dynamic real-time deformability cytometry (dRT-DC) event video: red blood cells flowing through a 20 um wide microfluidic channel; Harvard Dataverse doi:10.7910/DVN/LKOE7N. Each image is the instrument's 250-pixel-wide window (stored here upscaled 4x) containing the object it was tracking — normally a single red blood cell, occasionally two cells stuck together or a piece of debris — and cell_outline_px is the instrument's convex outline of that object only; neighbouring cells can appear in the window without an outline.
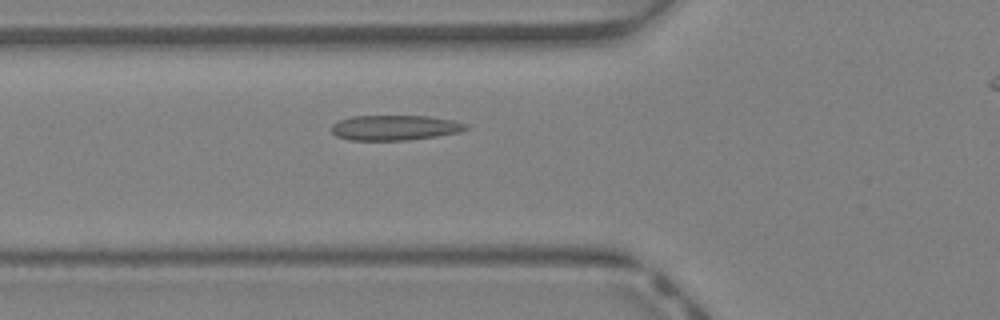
{"species": "Egyptian fruit bat (a non-hibernating species)", "species_latin": "Rousettus aegyptiacus", "temperature_condition": "warm", "stored_images_in_passage": 35, "segment_of_instrument_passage": [1, 2], "camera_frame_rate_fps": 3000, "um_per_image_px": 0.085, "animal": {"sex": "female"}, "frame": {"image": 1, "passage_image": 11, "time_ms": 3.333, "image_size_px": [1000, 320], "cell_outline_px": [[472, 128], [460, 132], [436, 136], [408, 140], [348, 140], [336, 136], [332, 132], [332, 124], [340, 120], [352, 116], [428, 116], [452, 120], [468, 124]], "centroid_in_image_um": [33.59, 10.85], "position_along_channel_um": 92.2, "area_um2": 19.77}}
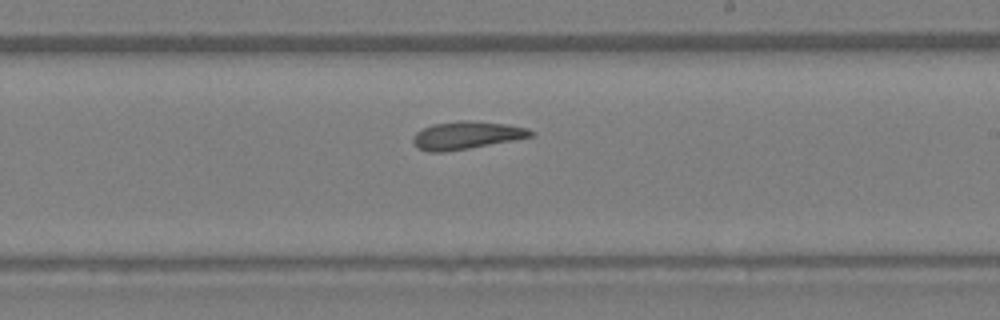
{"frame": {"image": 2, "passage_image": 21, "time_ms": 6.667, "image_size_px": [1000, 320], "cell_outline_px": [[536, 136], [468, 148], [444, 152], [428, 152], [416, 148], [412, 140], [412, 136], [416, 132], [432, 124], [460, 120], [468, 120], [504, 124], [528, 128], [536, 132]], "centroid_in_image_um": [39.64, 11.5], "position_along_channel_um": 249.4, "area_um2": 19.13}}
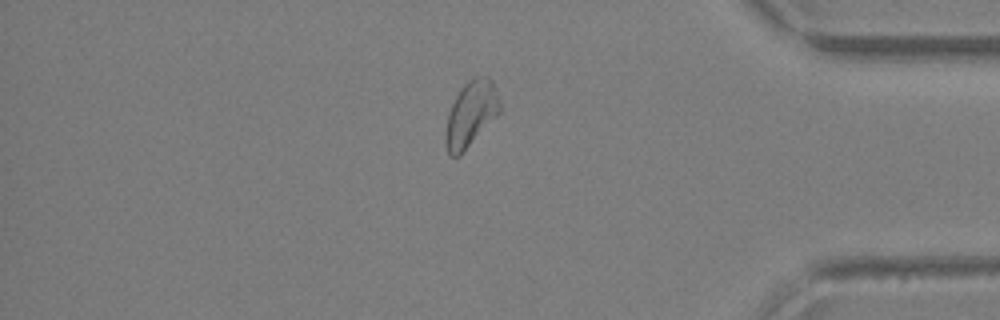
{"frame": {"image": 3, "passage_image": 32, "time_ms": 10.333, "image_size_px": [1000, 320], "cell_outline_px": [[500, 112], [460, 156], [448, 156], [444, 140], [444, 132], [448, 116], [452, 104], [460, 88], [472, 76], [488, 76], [492, 80], [500, 104]], "centroid_in_image_um": [40.0, 9.69], "position_along_channel_um": 395.2, "area_um2": 20.75}}